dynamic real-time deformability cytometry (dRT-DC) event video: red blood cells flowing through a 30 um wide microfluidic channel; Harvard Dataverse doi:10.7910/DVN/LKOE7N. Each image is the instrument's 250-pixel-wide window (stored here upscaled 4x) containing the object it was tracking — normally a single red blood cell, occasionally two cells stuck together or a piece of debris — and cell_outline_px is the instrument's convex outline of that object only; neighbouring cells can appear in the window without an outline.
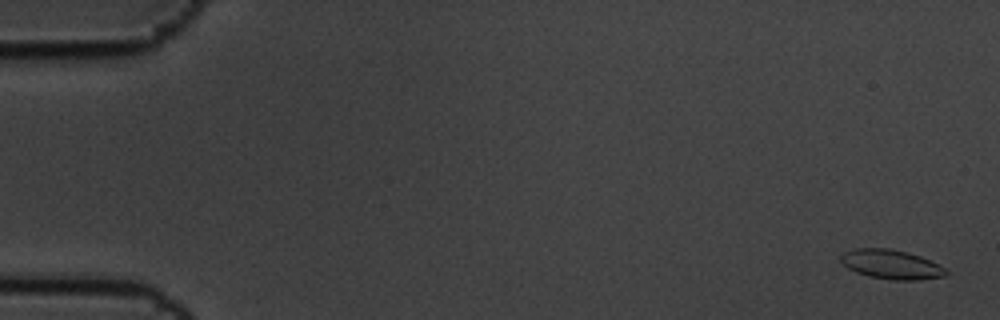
{"species": "common noctule bat (a hibernating species)", "species_latin": "Nyctalus noctula", "temperature_condition": "cold", "stored_images_in_passage": 5, "camera_frame_rate_fps": 3000, "um_per_image_px": 0.085, "animal": {"sex": "male", "body_mass_g": 19.5, "forearm_length_mm": 54.6}, "frame": {"image": 1, "passage_image": 1, "time_ms": 0.0, "image_size_px": [1000, 320], "cell_outline_px": [[952, 272], [948, 276], [920, 280], [892, 280], [868, 276], [856, 272], [848, 268], [840, 260], [840, 256], [844, 252], [856, 248], [892, 248], [908, 252], [920, 256], [940, 264]], "centroid_in_image_um": [75.84, 22.48], "position_along_channel_um": 9.2, "area_um2": 18.38}}
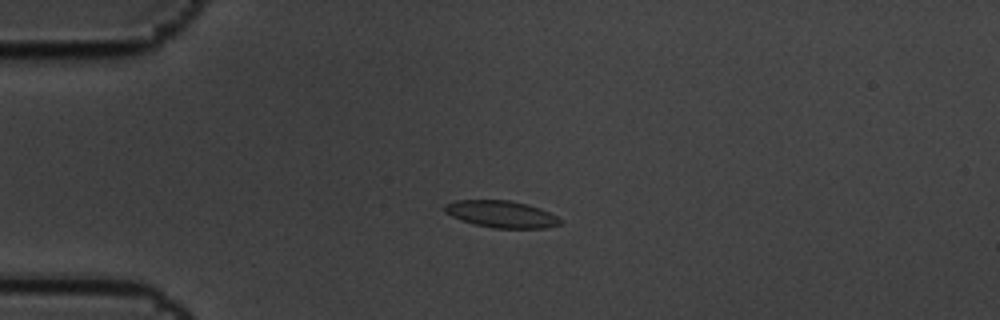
{"frame": {"image": 2, "passage_image": 4, "time_ms": 1.0, "image_size_px": [1000, 320], "cell_outline_px": [[560, 224], [548, 228], [492, 228], [472, 224], [460, 220], [444, 212], [444, 204], [456, 200], [508, 200], [528, 204], [540, 208], [556, 216], [560, 220]], "centroid_in_image_um": [42.57, 18.2], "position_along_channel_um": 42.4, "area_um2": 18.21}}